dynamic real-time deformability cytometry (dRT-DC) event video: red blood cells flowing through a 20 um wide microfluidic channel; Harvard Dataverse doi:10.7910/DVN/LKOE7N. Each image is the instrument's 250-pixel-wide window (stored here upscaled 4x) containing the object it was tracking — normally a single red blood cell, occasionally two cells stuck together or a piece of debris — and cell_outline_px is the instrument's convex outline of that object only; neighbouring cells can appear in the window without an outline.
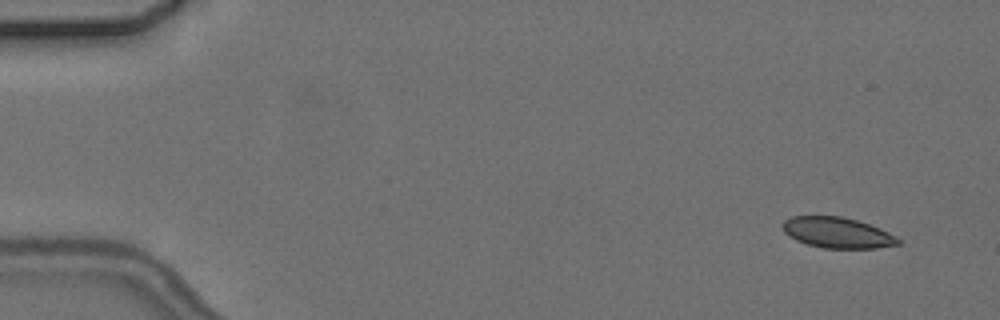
{"species": "common noctule bat (a hibernating species)", "species_latin": "Nyctalus noctula", "temperature_condition": "cold", "stored_images_in_passage": 10, "camera_frame_rate_fps": 3000, "um_per_image_px": 0.085, "animal": {"sex": "female", "body_mass_g": 24.6, "forearm_length_mm": 56.2}, "frame": {"image": 1, "passage_image": 1, "time_ms": 0.0, "image_size_px": [1000, 320], "cell_outline_px": [[900, 244], [876, 248], [824, 248], [808, 244], [796, 240], [788, 236], [784, 232], [780, 224], [784, 220], [792, 216], [840, 216], [856, 220], [880, 228], [896, 236], [900, 240]], "centroid_in_image_um": [71.14, 19.77], "position_along_channel_um": 13.9, "area_um2": 20.69}}
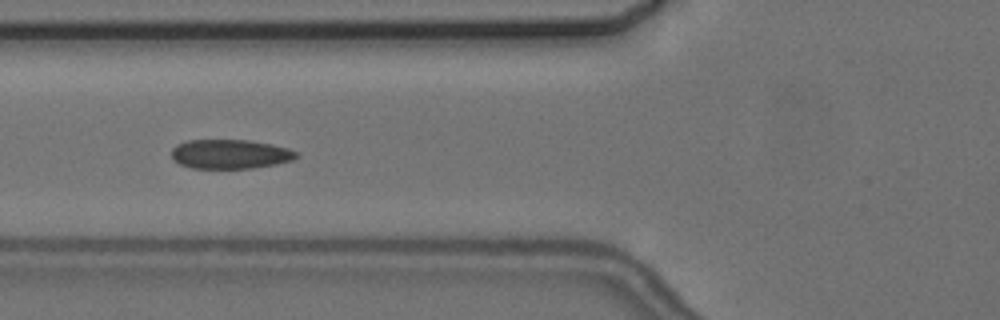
{"frame": {"image": 2, "passage_image": 5, "time_ms": 6.0, "image_size_px": [1000, 320], "cell_outline_px": [[300, 156], [292, 160], [276, 164], [252, 168], [192, 168], [180, 164], [172, 160], [172, 148], [176, 144], [188, 140], [248, 140], [272, 144], [288, 148], [300, 152]], "centroid_in_image_um": [19.58, 13.09], "position_along_channel_um": 106.2, "area_um2": 21.5}}
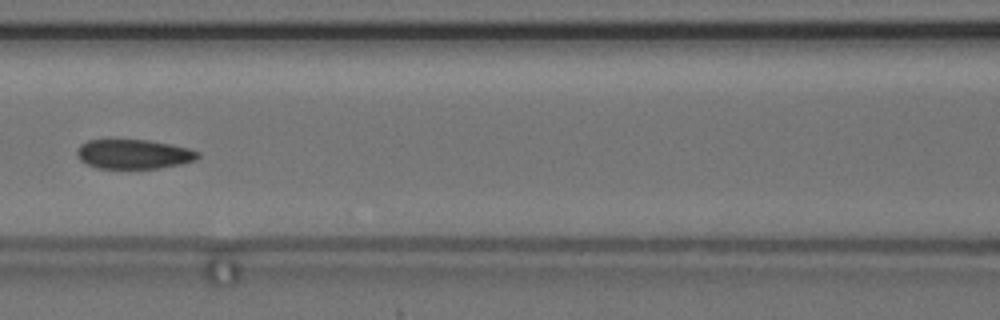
{"frame": {"image": 3, "passage_image": 6, "time_ms": 7.333, "image_size_px": [1000, 320], "cell_outline_px": [[200, 156], [196, 160], [180, 164], [160, 168], [96, 168], [80, 160], [76, 152], [80, 144], [88, 140], [148, 140], [188, 148], [200, 152]], "centroid_in_image_um": [11.37, 13.1], "position_along_channel_um": 155.2, "area_um2": 20.63}}